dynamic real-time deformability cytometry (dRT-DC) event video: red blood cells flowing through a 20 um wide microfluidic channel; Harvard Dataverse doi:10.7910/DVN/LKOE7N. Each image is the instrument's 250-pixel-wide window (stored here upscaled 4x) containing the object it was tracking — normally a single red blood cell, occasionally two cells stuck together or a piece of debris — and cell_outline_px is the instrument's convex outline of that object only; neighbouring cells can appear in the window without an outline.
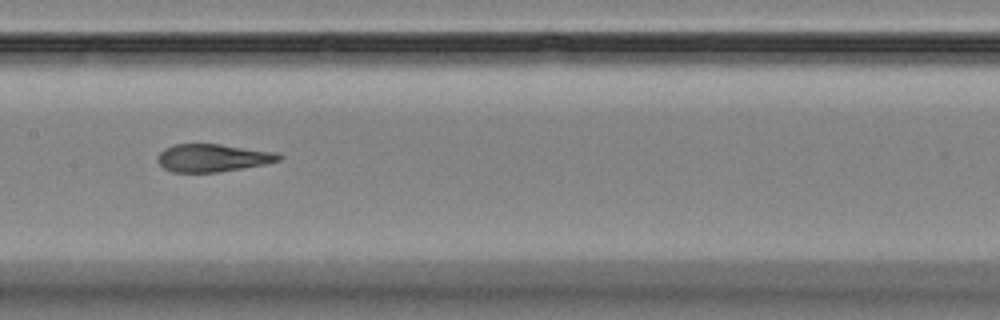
{"species": "Egyptian fruit bat (a non-hibernating species)", "species_latin": "Rousettus aegyptiacus", "temperature_condition": "room temperature", "stored_images_in_passage": 11, "camera_frame_rate_fps": 3000, "um_per_image_px": 0.085, "animal": {"sex": "female"}, "frame": {"image": 1, "passage_image": 8, "time_ms": 9.0, "image_size_px": [1000, 320], "cell_outline_px": [[284, 156], [280, 160], [264, 164], [216, 172], [172, 172], [164, 168], [156, 160], [156, 156], [164, 148], [172, 144], [220, 144], [280, 152]], "centroid_in_image_um": [18.08, 13.4], "position_along_channel_um": 189.3, "area_um2": 19.77}}
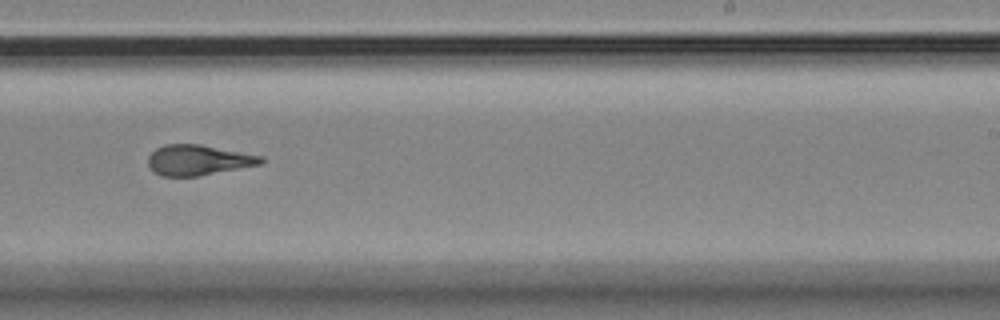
{"frame": {"image": 2, "passage_image": 10, "time_ms": 11.333, "image_size_px": [1000, 320], "cell_outline_px": [[264, 160], [260, 164], [200, 176], [160, 176], [152, 172], [148, 164], [148, 156], [156, 148], [164, 144], [200, 144], [264, 156]], "centroid_in_image_um": [16.82, 13.6], "position_along_channel_um": 272.2, "area_um2": 20.11}}
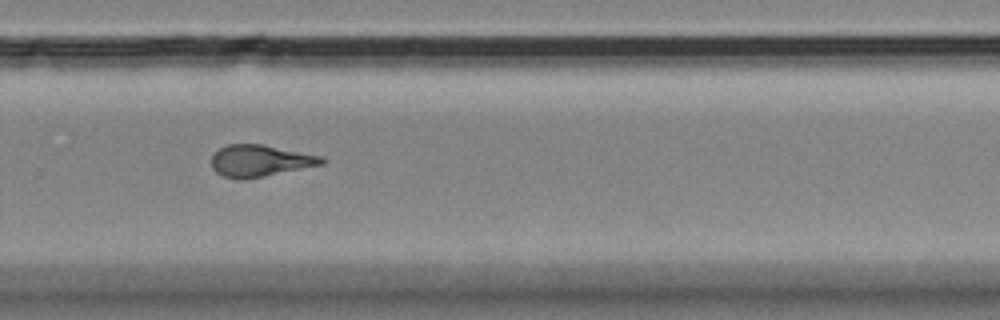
{"frame": {"image": 3, "passage_image": 11, "time_ms": 12.333, "image_size_px": [1000, 320], "cell_outline_px": [[328, 160], [324, 164], [264, 176], [240, 180], [224, 176], [216, 172], [212, 168], [212, 156], [220, 148], [228, 144], [264, 144], [324, 156]], "centroid_in_image_um": [22.16, 13.65], "position_along_channel_um": 307.6, "area_um2": 20.52}}